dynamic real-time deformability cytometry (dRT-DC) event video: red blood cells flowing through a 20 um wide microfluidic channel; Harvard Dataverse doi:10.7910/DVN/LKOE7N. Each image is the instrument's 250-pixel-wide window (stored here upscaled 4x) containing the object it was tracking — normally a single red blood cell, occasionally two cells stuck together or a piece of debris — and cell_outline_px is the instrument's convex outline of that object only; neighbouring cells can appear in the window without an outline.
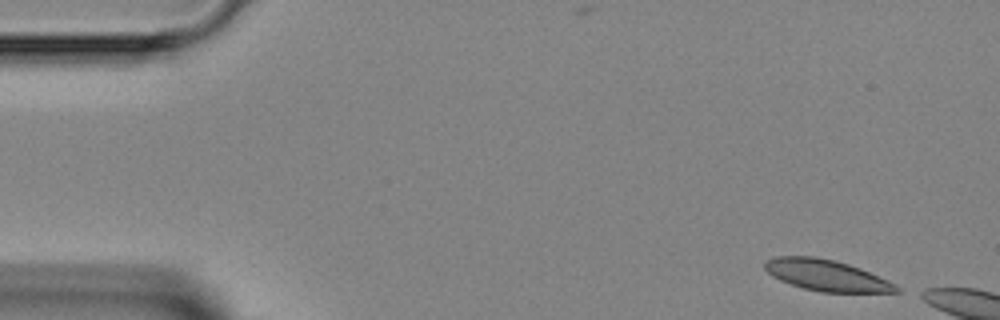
{"species": "Egyptian fruit bat (a non-hibernating species)", "species_latin": "Rousettus aegyptiacus", "temperature_condition": "room temperature", "stored_images_in_passage": 7, "camera_frame_rate_fps": 3000, "um_per_image_px": 0.085, "animal": {"sex": "female"}, "frame": {"image": 1, "passage_image": 1, "time_ms": 0.0, "image_size_px": [1000, 320], "cell_outline_px": [[900, 292], [820, 292], [804, 288], [780, 280], [772, 276], [764, 268], [764, 260], [776, 256], [816, 256], [836, 260], [860, 268], [888, 280], [896, 284], [900, 288]], "centroid_in_image_um": [70.24, 23.39], "position_along_channel_um": 14.8, "area_um2": 23.93}}